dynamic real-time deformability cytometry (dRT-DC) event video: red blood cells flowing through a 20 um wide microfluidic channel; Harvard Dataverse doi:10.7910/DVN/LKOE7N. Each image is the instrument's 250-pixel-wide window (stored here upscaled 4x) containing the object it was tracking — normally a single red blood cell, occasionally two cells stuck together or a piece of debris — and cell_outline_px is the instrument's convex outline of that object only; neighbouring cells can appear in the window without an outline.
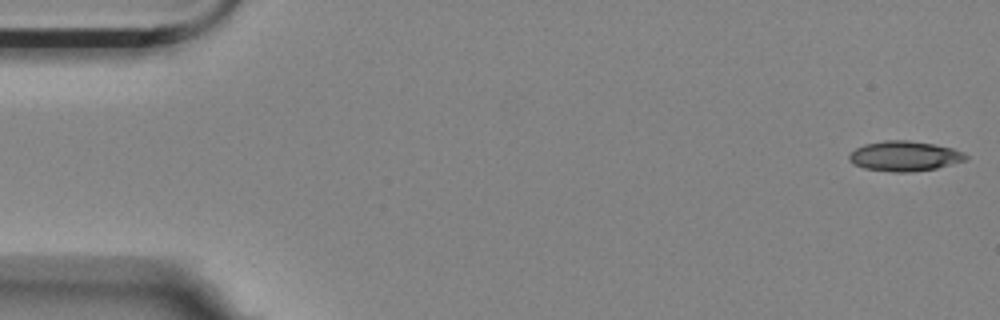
{"species": "Egyptian fruit bat (a non-hibernating species)", "species_latin": "Rousettus aegyptiacus", "temperature_condition": "room temperature", "stored_images_in_passage": 5, "camera_frame_rate_fps": 3000, "um_per_image_px": 0.085, "animal": {"sex": "female"}, "frame": {"image": 1, "passage_image": 1, "time_ms": 0.0, "image_size_px": [1000, 320], "cell_outline_px": [[968, 160], [936, 168], [912, 172], [892, 172], [864, 168], [852, 164], [848, 160], [848, 156], [856, 148], [864, 144], [884, 140], [908, 140], [932, 144], [952, 148], [964, 152], [968, 156]], "centroid_in_image_um": [76.88, 13.27], "position_along_channel_um": 8.1, "area_um2": 20.52}}
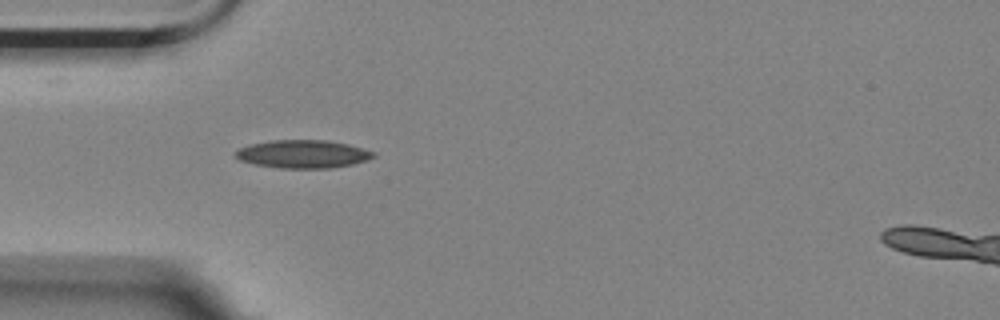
{"frame": {"image": 2, "passage_image": 5, "time_ms": 1.333, "image_size_px": [1000, 320], "cell_outline_px": [[376, 156], [368, 160], [352, 164], [332, 168], [280, 168], [256, 164], [240, 160], [232, 156], [240, 148], [248, 144], [272, 140], [324, 140], [348, 144], [376, 152]], "centroid_in_image_um": [25.75, 13.09], "position_along_channel_um": 59.2, "area_um2": 22.6}}